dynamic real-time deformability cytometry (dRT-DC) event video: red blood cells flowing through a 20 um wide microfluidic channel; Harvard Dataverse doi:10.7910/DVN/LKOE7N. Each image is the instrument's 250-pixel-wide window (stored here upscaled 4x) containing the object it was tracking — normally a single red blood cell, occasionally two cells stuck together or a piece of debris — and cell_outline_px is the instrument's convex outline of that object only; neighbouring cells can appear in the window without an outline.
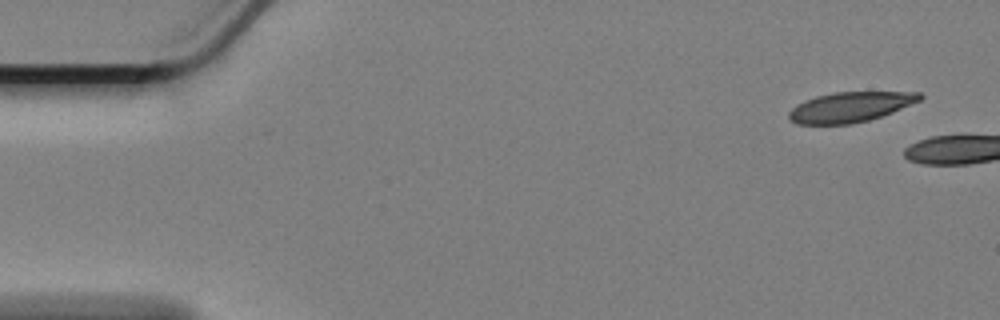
{"species": "Egyptian fruit bat (a non-hibernating species)", "species_latin": "Rousettus aegyptiacus", "temperature_condition": "cold", "stored_images_in_passage": 11, "camera_frame_rate_fps": 3000, "um_per_image_px": 0.085, "animal": {"sex": "female"}, "frame": {"image": 1, "passage_image": 1, "time_ms": 0.0, "image_size_px": [1000, 320], "cell_outline_px": [[924, 96], [920, 100], [892, 112], [868, 120], [852, 124], [796, 124], [788, 120], [788, 112], [796, 104], [804, 100], [816, 96], [832, 92], [920, 92]], "centroid_in_image_um": [72.22, 9.09], "position_along_channel_um": 12.8, "area_um2": 23.0}}